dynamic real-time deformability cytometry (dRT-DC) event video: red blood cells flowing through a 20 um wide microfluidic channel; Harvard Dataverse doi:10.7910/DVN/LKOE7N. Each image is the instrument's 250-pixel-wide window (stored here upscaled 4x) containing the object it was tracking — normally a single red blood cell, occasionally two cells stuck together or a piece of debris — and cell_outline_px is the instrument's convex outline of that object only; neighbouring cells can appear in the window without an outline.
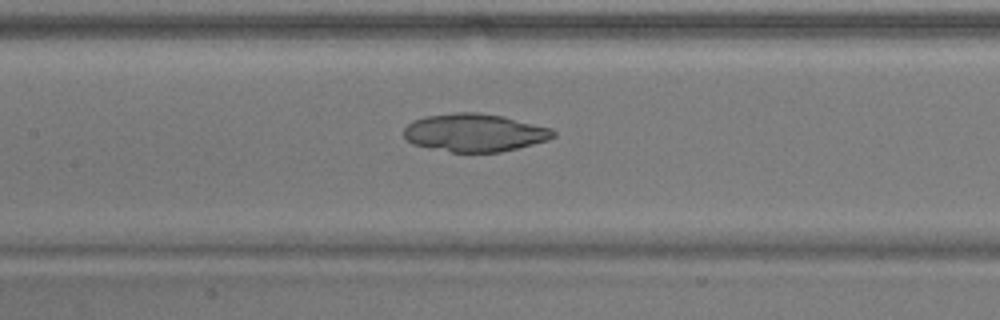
{"species": "common noctule bat (a hibernating species)", "species_latin": "Nyctalus noctula", "temperature_condition": "warm", "stored_images_in_passage": 53, "camera_frame_rate_fps": 3000, "um_per_image_px": 0.085, "animal": {"sex": "male", "body_mass_g": 17.9}, "frame": {"image": 1, "passage_image": 25, "time_ms": 8.0, "image_size_px": [1000, 320], "cell_outline_px": [[556, 136], [548, 140], [500, 152], [452, 152], [412, 144], [404, 136], [404, 128], [412, 120], [424, 116], [456, 112], [480, 112], [504, 116], [552, 128], [556, 132]], "centroid_in_image_um": [40.35, 11.26], "position_along_channel_um": 167.1, "area_um2": 33.18}}
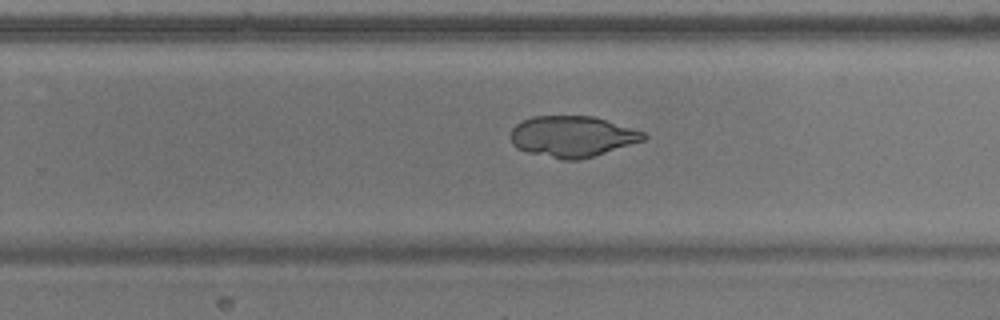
{"frame": {"image": 2, "passage_image": 34, "time_ms": 11.0, "image_size_px": [1000, 320], "cell_outline_px": [[648, 136], [644, 140], [580, 160], [564, 160], [528, 152], [516, 148], [512, 144], [512, 128], [520, 120], [532, 116], [592, 116], [632, 128], [644, 132]], "centroid_in_image_um": [48.62, 11.59], "position_along_channel_um": 281.2, "area_um2": 31.56}}
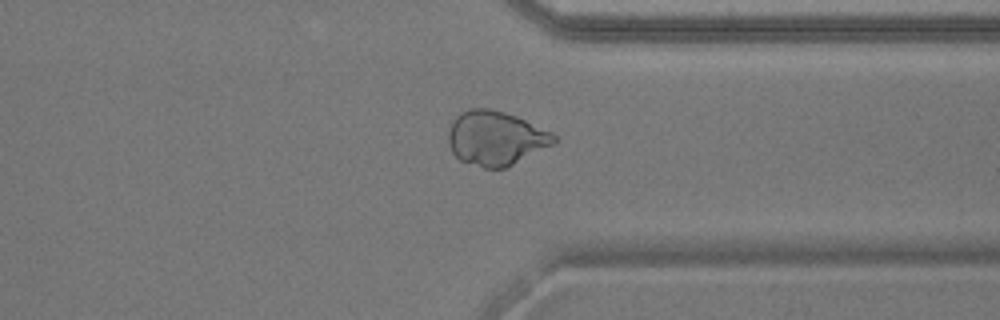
{"frame": {"image": 3, "passage_image": 41, "time_ms": 13.333, "image_size_px": [1000, 320], "cell_outline_px": [[556, 140], [552, 144], [504, 168], [484, 168], [460, 160], [452, 152], [448, 144], [448, 132], [452, 120], [460, 112], [468, 108], [488, 108], [504, 112], [516, 116], [552, 132], [556, 136]], "centroid_in_image_um": [42.08, 11.72], "position_along_channel_um": 369.3, "area_um2": 33.18}}